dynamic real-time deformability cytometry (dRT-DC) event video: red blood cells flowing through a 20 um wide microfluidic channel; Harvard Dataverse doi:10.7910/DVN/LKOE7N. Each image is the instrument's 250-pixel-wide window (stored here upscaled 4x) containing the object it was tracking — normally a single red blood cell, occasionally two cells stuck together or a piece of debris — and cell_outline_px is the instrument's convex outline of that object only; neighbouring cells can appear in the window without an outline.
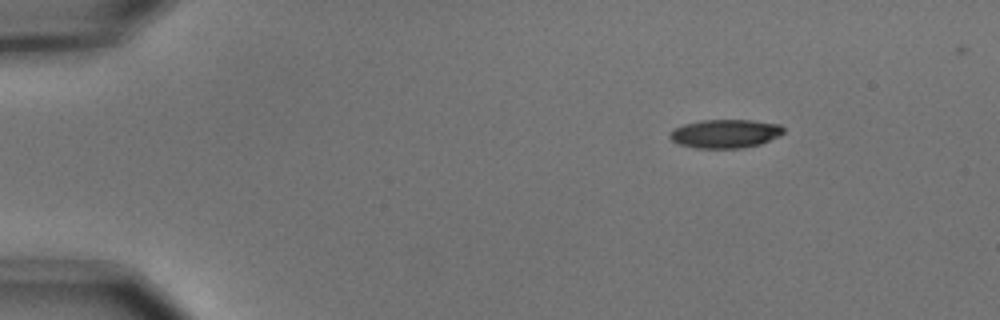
{"species": "common noctule bat (a hibernating species)", "species_latin": "Nyctalus noctula", "temperature_condition": "cold", "stored_images_in_passage": 9, "camera_frame_rate_fps": 3000, "um_per_image_px": 0.085, "animal": {"sex": "male", "body_mass_g": 15.6}, "frame": {"image": 1, "passage_image": 1, "time_ms": 0.0, "image_size_px": [1000, 320], "cell_outline_px": [[784, 132], [780, 136], [760, 144], [744, 148], [696, 148], [680, 144], [672, 140], [668, 136], [668, 132], [672, 128], [684, 124], [700, 120], [752, 120], [780, 124], [784, 128]], "centroid_in_image_um": [61.64, 11.35], "position_along_channel_um": 23.4, "area_um2": 19.19}}